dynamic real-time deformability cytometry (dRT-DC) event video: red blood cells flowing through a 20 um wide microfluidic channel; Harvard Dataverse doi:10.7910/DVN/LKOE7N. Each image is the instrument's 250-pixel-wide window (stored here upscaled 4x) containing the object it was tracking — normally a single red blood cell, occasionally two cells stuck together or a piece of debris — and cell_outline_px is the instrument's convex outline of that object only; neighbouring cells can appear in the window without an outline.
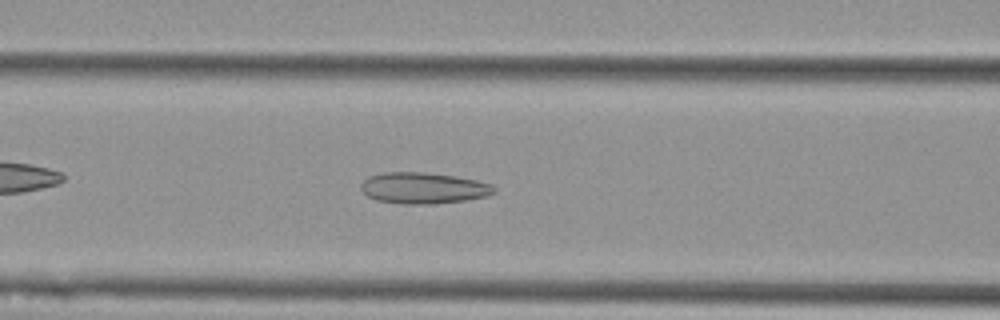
{"species": "Egyptian fruit bat (a non-hibernating species)", "species_latin": "Rousettus aegyptiacus", "temperature_condition": "cold", "stored_images_in_passage": 43, "camera_frame_rate_fps": 3000, "um_per_image_px": 0.085, "animal": {"sex": "female"}, "frame": {"image": 1, "passage_image": 10, "time_ms": 3.0, "image_size_px": [1000, 320], "cell_outline_px": [[496, 192], [488, 196], [464, 200], [432, 204], [400, 204], [376, 200], [368, 196], [360, 188], [360, 184], [368, 176], [384, 172], [424, 172], [456, 176], [476, 180], [492, 184], [496, 188]], "centroid_in_image_um": [35.99, 15.98], "position_along_channel_um": 130.6, "area_um2": 24.39}}
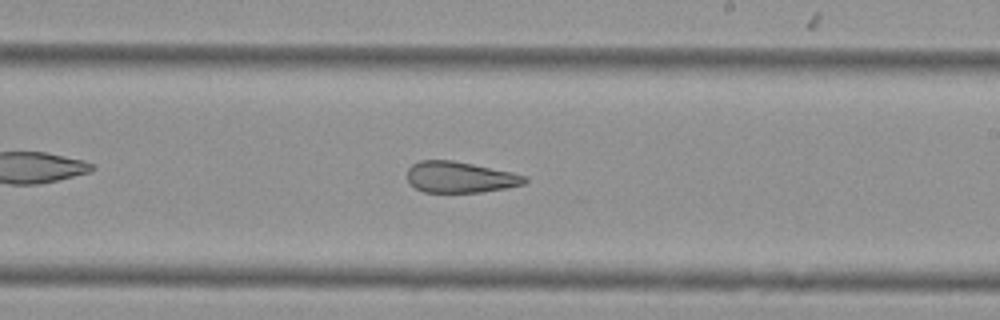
{"frame": {"image": 2, "passage_image": 20, "time_ms": 6.333, "image_size_px": [1000, 320], "cell_outline_px": [[528, 180], [524, 184], [508, 188], [480, 192], [424, 192], [416, 188], [408, 180], [408, 168], [412, 164], [420, 160], [452, 160], [512, 172], [528, 176]], "centroid_in_image_um": [39.13, 15.06], "position_along_channel_um": 249.9, "area_um2": 21.27}}
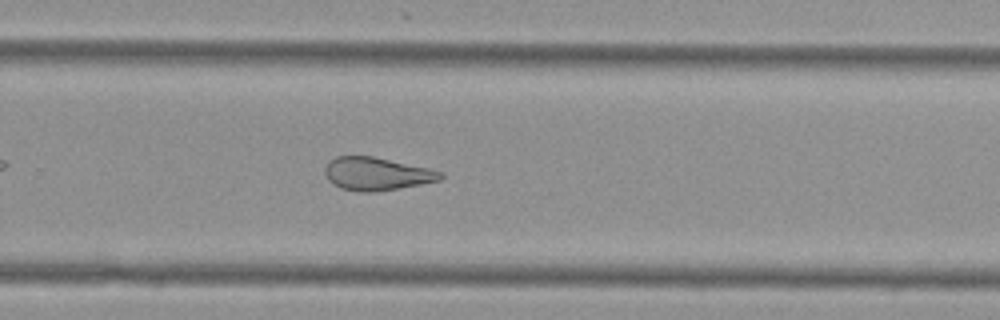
{"frame": {"image": 3, "passage_image": 24, "time_ms": 7.667, "image_size_px": [1000, 320], "cell_outline_px": [[444, 176], [440, 180], [420, 184], [372, 192], [360, 192], [340, 188], [332, 184], [328, 180], [324, 172], [324, 168], [336, 156], [372, 156], [428, 168], [444, 172]], "centroid_in_image_um": [32.0, 14.78], "position_along_channel_um": 297.8, "area_um2": 22.02}, "authors_computed_cell_mechanics": {"area_um2": 24.5072, "velocity_mm_per_s": 3.5968, "shape_relaxation_time_tau1_ms": null, "shape_relaxation_time_tau2_ms": 2.7672, "deformation_change_tau1": null, "deformation_change_tau2": 0.1112}}